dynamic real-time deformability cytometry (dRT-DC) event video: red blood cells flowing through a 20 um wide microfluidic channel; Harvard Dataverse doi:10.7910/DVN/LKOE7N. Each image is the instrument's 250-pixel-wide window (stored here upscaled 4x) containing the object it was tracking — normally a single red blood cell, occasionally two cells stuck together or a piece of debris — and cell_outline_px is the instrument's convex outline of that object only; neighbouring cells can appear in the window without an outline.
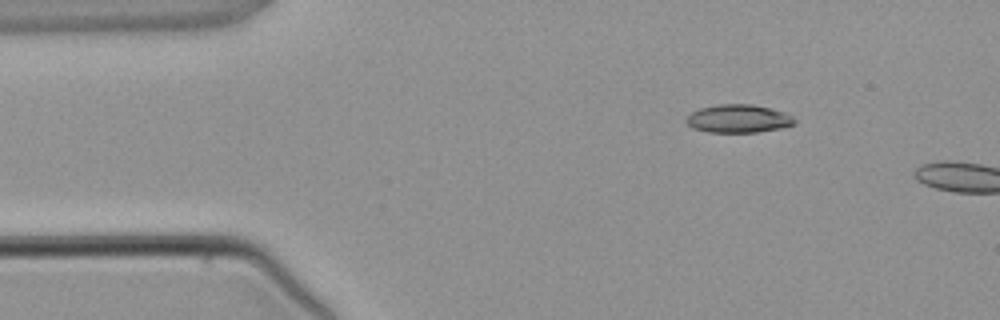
{"species": "common noctule bat (a hibernating species)", "species_latin": "Nyctalus noctula", "temperature_condition": "warm", "stored_images_in_passage": 3, "camera_frame_rate_fps": 3000, "um_per_image_px": 0.085, "animal": {"sex": "male", "body_mass_g": 21.5, "forearm_length_mm": 52.0}, "frame": {"image": 1, "passage_image": 2, "time_ms": 1.333, "image_size_px": [1000, 320], "cell_outline_px": [[796, 124], [780, 128], [756, 132], [708, 132], [692, 128], [684, 120], [692, 112], [700, 108], [720, 104], [752, 104], [772, 108], [784, 112], [792, 116], [796, 120]], "centroid_in_image_um": [62.77, 10.08], "position_along_channel_um": 22.2, "area_um2": 17.8}}